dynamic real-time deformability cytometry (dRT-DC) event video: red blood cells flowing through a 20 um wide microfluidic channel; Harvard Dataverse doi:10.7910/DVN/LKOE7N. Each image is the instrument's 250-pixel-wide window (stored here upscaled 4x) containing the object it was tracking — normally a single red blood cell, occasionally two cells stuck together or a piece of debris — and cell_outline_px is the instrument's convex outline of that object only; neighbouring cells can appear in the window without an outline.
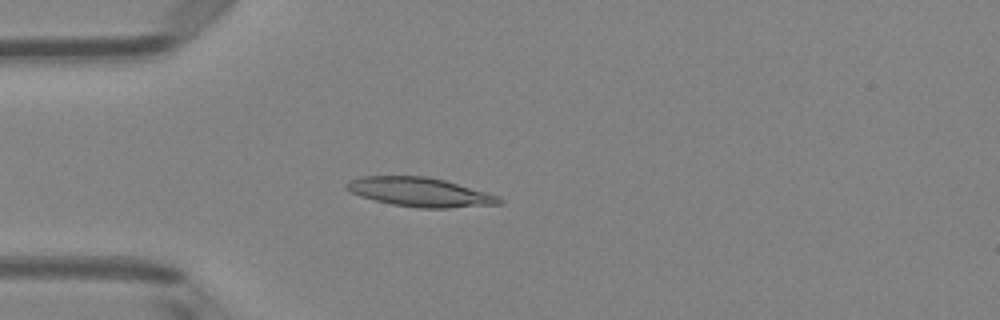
{"species": "Egyptian fruit bat (a non-hibernating species)", "species_latin": "Rousettus aegyptiacus", "temperature_condition": "room temperature", "stored_images_in_passage": 4, "camera_frame_rate_fps": 3000, "um_per_image_px": 0.085, "animal": {"sex": "female"}, "frame": {"image": 1, "passage_image": 3, "time_ms": 0.667, "image_size_px": [1000, 320], "cell_outline_px": [[504, 204], [448, 208], [420, 208], [392, 204], [360, 196], [344, 188], [344, 184], [348, 180], [360, 176], [424, 176], [444, 180], [500, 196], [504, 200]], "centroid_in_image_um": [35.7, 16.33], "position_along_channel_um": 49.3, "area_um2": 25.95}}